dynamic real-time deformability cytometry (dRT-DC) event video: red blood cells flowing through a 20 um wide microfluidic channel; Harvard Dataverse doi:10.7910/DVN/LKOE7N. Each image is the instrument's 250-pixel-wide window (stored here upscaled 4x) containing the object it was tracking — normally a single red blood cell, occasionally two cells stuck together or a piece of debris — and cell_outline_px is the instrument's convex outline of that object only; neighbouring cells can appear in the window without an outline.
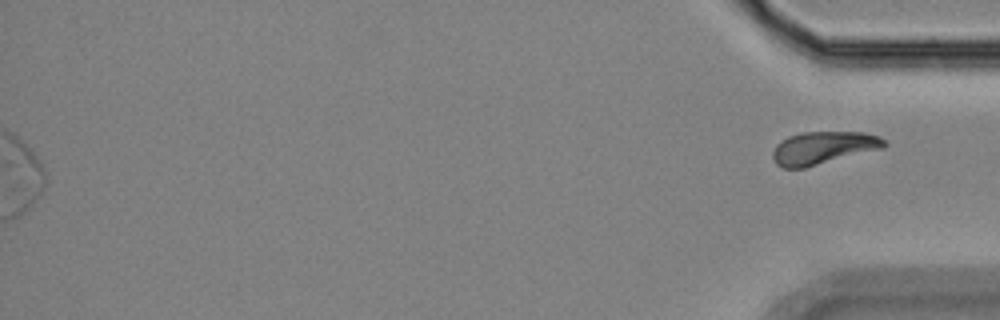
{"species": "Egyptian fruit bat (a non-hibernating species)", "species_latin": "Rousettus aegyptiacus", "temperature_condition": "room temperature", "stored_images_in_passage": 52, "segment_of_instrument_passage": [2, 2], "camera_frame_rate_fps": 3000, "um_per_image_px": 0.085, "animal": {"sex": "female"}, "frame": {"image": 1, "passage_image": 52, "time_ms": 17.0, "image_size_px": [1000, 320], "cell_outline_px": [[888, 144], [884, 148], [804, 168], [780, 168], [776, 164], [772, 156], [772, 152], [776, 144], [780, 140], [788, 136], [804, 132], [864, 132], [880, 136]], "centroid_in_image_um": [69.97, 12.57], "position_along_channel_um": 365.2, "area_um2": 21.44}}